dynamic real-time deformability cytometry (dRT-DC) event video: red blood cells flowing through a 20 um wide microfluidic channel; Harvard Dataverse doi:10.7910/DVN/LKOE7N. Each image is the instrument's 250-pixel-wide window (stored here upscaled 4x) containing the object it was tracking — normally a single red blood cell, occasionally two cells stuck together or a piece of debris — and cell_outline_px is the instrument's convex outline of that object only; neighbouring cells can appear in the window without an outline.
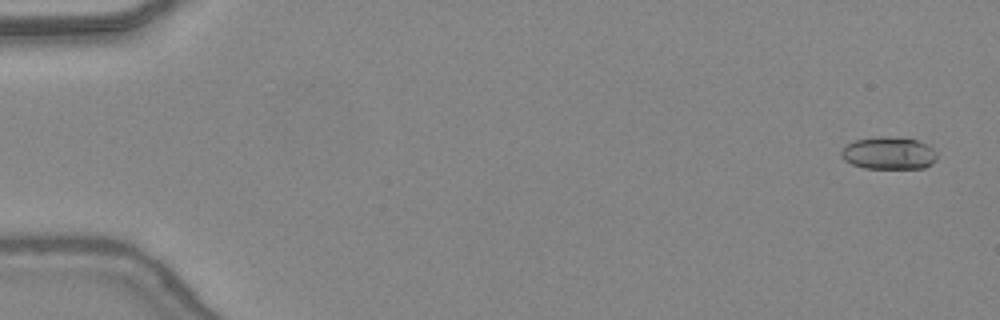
{"species": "common noctule bat (a hibernating species)", "species_latin": "Nyctalus noctula", "temperature_condition": "warm", "stored_images_in_passage": 46, "camera_frame_rate_fps": 3000, "um_per_image_px": 0.085, "animal": {"sex": "female", "body_mass_g": 24.6, "forearm_length_mm": 56.2}, "frame": {"image": 1, "passage_image": 1, "time_ms": 0.0, "image_size_px": [1000, 320], "cell_outline_px": [[936, 160], [932, 164], [924, 168], [864, 168], [852, 164], [844, 160], [840, 156], [840, 152], [848, 144], [856, 140], [880, 136], [888, 136], [916, 140], [928, 144], [936, 152]], "centroid_in_image_um": [75.55, 13.02], "position_along_channel_um": 9.4, "area_um2": 18.09}}
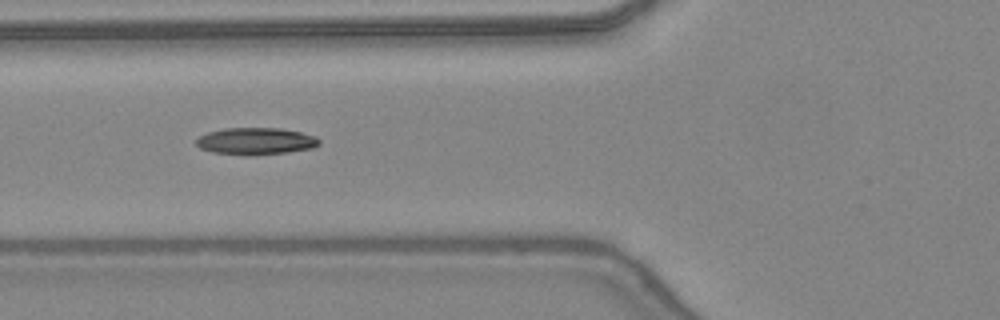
{"frame": {"image": 2, "passage_image": 18, "time_ms": 5.667, "image_size_px": [1000, 320], "cell_outline_px": [[320, 144], [312, 148], [288, 152], [248, 156], [244, 156], [212, 152], [200, 148], [196, 144], [196, 140], [200, 136], [208, 132], [224, 128], [280, 128], [300, 132], [316, 136], [320, 140]], "centroid_in_image_um": [21.74, 12.01], "position_along_channel_um": 104.1, "area_um2": 19.48}}
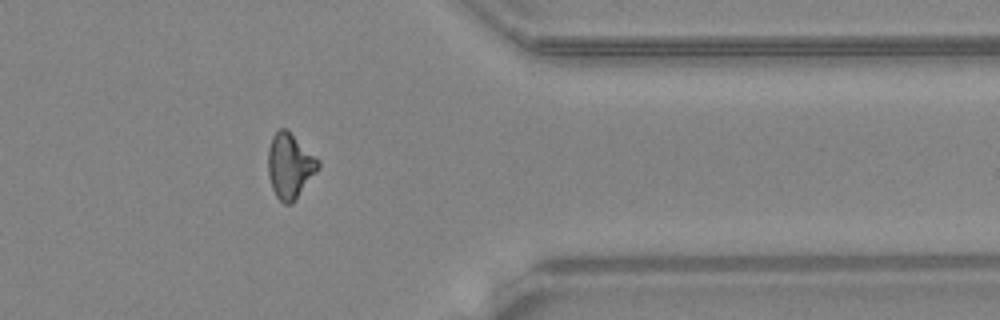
{"frame": {"image": 3, "passage_image": 38, "time_ms": 12.333, "image_size_px": [1000, 320], "cell_outline_px": [[320, 168], [292, 204], [284, 204], [276, 196], [272, 188], [268, 176], [268, 148], [272, 136], [280, 128], [288, 128], [320, 160]], "centroid_in_image_um": [24.65, 14.07], "position_along_channel_um": 386.7, "area_um2": 19.36}, "authors_computed_cell_mechanics": {"area_um2": 18.5827, "velocity_mm_per_s": 4.4409, "shape_relaxation_time_tau1_ms": 10.503, "shape_relaxation_time_tau2_ms": 11.0286, "deformation_change_tau1": 0.2673, "deformation_change_tau2": 0.2717}}